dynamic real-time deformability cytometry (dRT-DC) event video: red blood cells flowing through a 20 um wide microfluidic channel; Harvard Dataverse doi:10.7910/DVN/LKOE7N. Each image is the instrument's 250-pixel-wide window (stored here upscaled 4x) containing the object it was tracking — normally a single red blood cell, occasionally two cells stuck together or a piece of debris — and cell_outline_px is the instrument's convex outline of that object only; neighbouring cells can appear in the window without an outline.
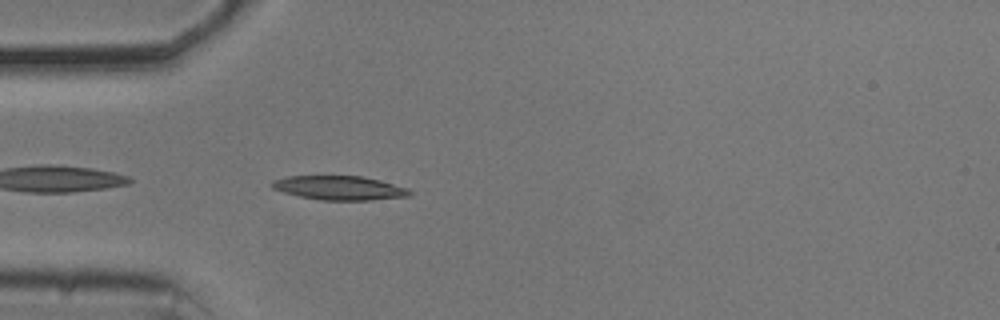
{"species": "common noctule bat (a hibernating species)", "species_latin": "Nyctalus noctula", "temperature_condition": "cold", "stored_images_in_passage": 41, "camera_frame_rate_fps": 3000, "um_per_image_px": 0.085, "animal": {"sex": "male", "body_mass_g": 20.5, "forearm_length_mm": 52.5}, "frame": {"image": 1, "passage_image": 3, "time_ms": 0.667, "image_size_px": [1000, 320], "cell_outline_px": [[412, 196], [372, 200], [320, 200], [300, 196], [284, 192], [272, 188], [268, 184], [272, 180], [288, 176], [364, 176], [380, 180], [408, 188], [412, 192]], "centroid_in_image_um": [28.86, 15.97], "position_along_channel_um": 56.1, "area_um2": 19.48}}
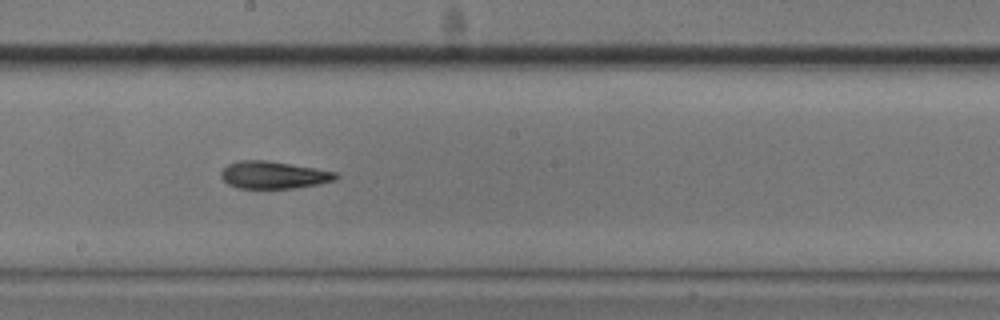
{"frame": {"image": 2, "passage_image": 17, "time_ms": 5.333, "image_size_px": [1000, 320], "cell_outline_px": [[340, 176], [336, 180], [296, 188], [236, 188], [228, 184], [220, 176], [220, 172], [228, 164], [240, 160], [264, 160], [316, 168], [336, 172]], "centroid_in_image_um": [23.25, 14.87], "position_along_channel_um": 225.0, "area_um2": 18.26}}
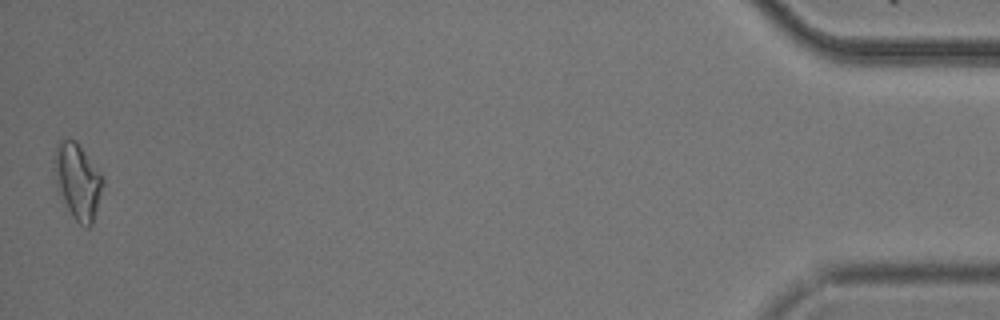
{"frame": {"image": 3, "passage_image": 41, "time_ms": 13.333, "image_size_px": [1000, 320], "cell_outline_px": [[104, 184], [92, 224], [88, 228], [84, 228], [72, 216], [60, 200], [56, 192], [52, 168], [52, 160], [56, 144], [60, 140], [68, 136], [76, 140], [100, 172], [104, 180]], "centroid_in_image_um": [6.53, 15.37], "position_along_channel_um": 428.7, "area_um2": 22.37}, "authors_computed_cell_mechanics": {"area_um2": 18.6116, "velocity_mm_per_s": 3.7065, "shape_relaxation_time_tau1_ms": 9.372, "shape_relaxation_time_tau2_ms": 9.7461, "deformation_change_tau1": 0.2195, "deformation_change_tau2": 0.2008}}